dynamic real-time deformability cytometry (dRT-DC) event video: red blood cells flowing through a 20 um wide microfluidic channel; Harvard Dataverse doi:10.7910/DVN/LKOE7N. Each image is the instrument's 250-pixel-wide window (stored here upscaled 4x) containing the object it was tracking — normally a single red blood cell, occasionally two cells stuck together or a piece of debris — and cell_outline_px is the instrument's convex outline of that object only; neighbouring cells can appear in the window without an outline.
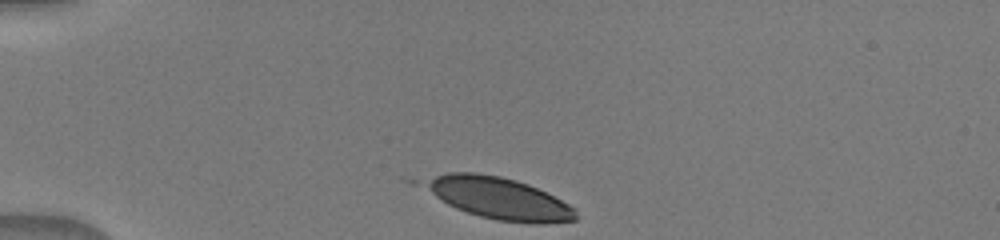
{"species": "human", "species_latin": "Homo sapiens", "temperature_condition": "warm", "stored_images_in_passage": 39, "camera_frame_rate_fps": 3000, "um_per_image_px": 0.085, "donor": {"sex": "male"}, "frame": {"image": 1, "passage_image": 1, "time_ms": 0.0, "image_size_px": [1000, 240], "cell_outline_px": [[576, 220], [544, 224], [532, 224], [496, 220], [480, 216], [456, 208], [448, 204], [436, 196], [424, 184], [428, 180], [436, 176], [448, 172], [476, 172], [500, 176], [516, 180], [528, 184], [576, 208]], "centroid_in_image_um": [42.48, 16.87], "position_along_channel_um": 42.5, "area_um2": 36.24}}
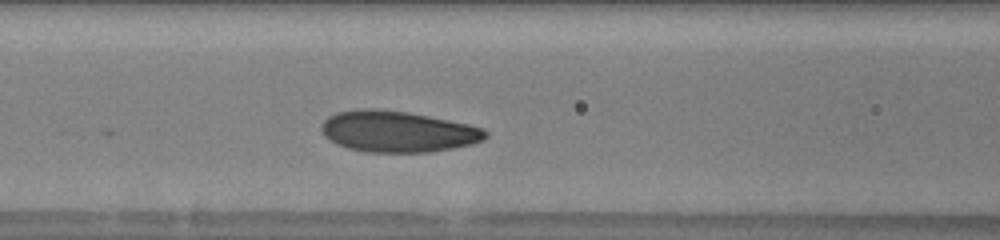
{"frame": {"image": 2, "passage_image": 11, "time_ms": 3.333, "image_size_px": [1000, 240], "cell_outline_px": [[488, 136], [484, 140], [472, 144], [452, 148], [428, 152], [364, 152], [348, 148], [336, 144], [328, 140], [324, 136], [320, 128], [320, 124], [328, 116], [336, 112], [360, 108], [376, 108], [408, 112], [468, 124], [484, 128], [488, 132]], "centroid_in_image_um": [33.76, 11.17], "position_along_channel_um": 132.8, "area_um2": 39.71}}
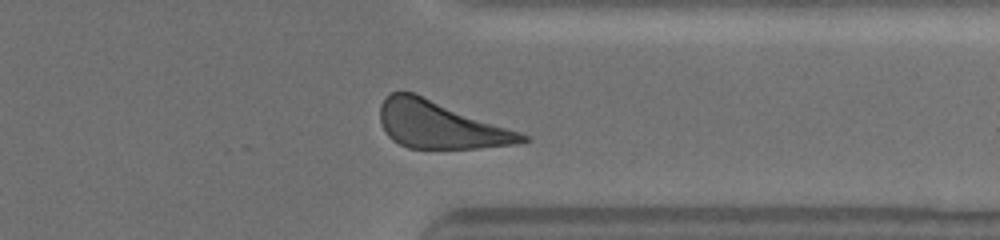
{"frame": {"image": 3, "passage_image": 29, "time_ms": 9.333, "image_size_px": [1000, 240], "cell_outline_px": [[532, 140], [520, 144], [480, 148], [408, 148], [392, 140], [388, 136], [380, 124], [380, 104], [392, 92], [412, 92], [520, 132], [528, 136]], "centroid_in_image_um": [37.43, 10.64], "position_along_channel_um": 374.0, "area_um2": 38.73}}